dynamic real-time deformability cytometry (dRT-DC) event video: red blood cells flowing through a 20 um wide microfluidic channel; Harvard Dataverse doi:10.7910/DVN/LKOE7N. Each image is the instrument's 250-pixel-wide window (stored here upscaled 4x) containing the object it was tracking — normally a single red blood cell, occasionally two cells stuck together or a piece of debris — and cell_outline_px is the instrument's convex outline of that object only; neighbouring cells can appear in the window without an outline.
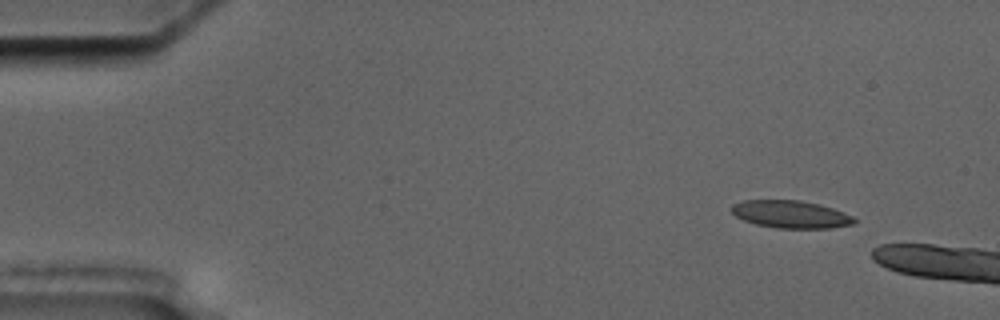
{"species": "common noctule bat (a hibernating species)", "species_latin": "Nyctalus noctula", "temperature_condition": "cold", "stored_images_in_passage": 2, "camera_frame_rate_fps": 3000, "um_per_image_px": 0.085, "animal": {"sex": "male", "body_mass_g": 17.5, "forearm_length_mm": 52.3}, "frame": {"image": 1, "passage_image": 1, "time_ms": 0.0, "image_size_px": [1000, 320], "cell_outline_px": [[856, 220], [852, 224], [832, 228], [776, 228], [756, 224], [744, 220], [736, 216], [732, 212], [732, 204], [744, 200], [800, 200], [820, 204], [844, 212], [852, 216]], "centroid_in_image_um": [67.22, 18.21], "position_along_channel_um": 17.8, "area_um2": 19.65}}